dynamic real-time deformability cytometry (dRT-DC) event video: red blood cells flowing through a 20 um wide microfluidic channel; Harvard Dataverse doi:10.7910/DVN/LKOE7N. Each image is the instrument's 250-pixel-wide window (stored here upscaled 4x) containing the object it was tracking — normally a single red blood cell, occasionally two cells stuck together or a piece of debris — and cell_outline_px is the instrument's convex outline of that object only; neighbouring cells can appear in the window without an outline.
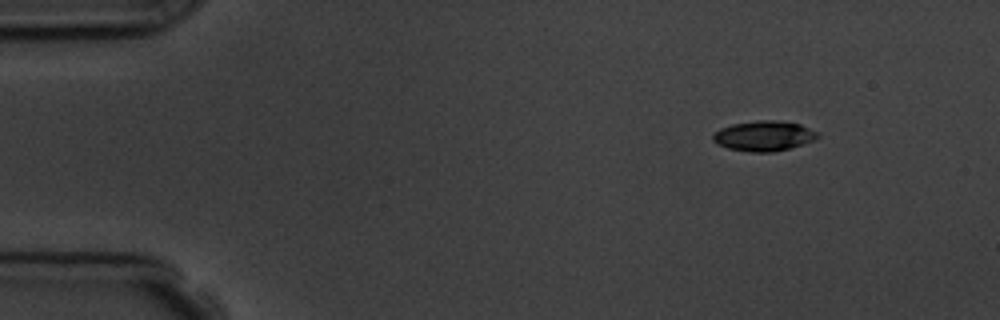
{"species": "common noctule bat (a hibernating species)", "species_latin": "Nyctalus noctula", "temperature_condition": "room temperature", "stored_images_in_passage": 14, "camera_frame_rate_fps": 3000, "um_per_image_px": 0.085, "animal": {"sex": "male", "body_mass_g": 19.5, "forearm_length_mm": 54.6}, "frame": {"image": 1, "passage_image": 1, "time_ms": 0.0, "image_size_px": [1000, 320], "cell_outline_px": [[820, 136], [812, 140], [788, 148], [772, 152], [752, 152], [728, 148], [716, 144], [712, 140], [712, 136], [720, 128], [732, 124], [756, 120], [776, 120], [800, 124], [816, 132]], "centroid_in_image_um": [64.87, 11.54], "position_along_channel_um": 20.1, "area_um2": 18.15}, "authors_computed_cell_mechanics": {"area_um2": 19.652, "velocity_mm_per_s": 3.8165, "shape_relaxation_time_tau1_ms": 4.5769, "shape_relaxation_time_tau2_ms": 5.0895, "deformation_change_tau1": 0.1394, "deformation_change_tau2": 0.0977}}